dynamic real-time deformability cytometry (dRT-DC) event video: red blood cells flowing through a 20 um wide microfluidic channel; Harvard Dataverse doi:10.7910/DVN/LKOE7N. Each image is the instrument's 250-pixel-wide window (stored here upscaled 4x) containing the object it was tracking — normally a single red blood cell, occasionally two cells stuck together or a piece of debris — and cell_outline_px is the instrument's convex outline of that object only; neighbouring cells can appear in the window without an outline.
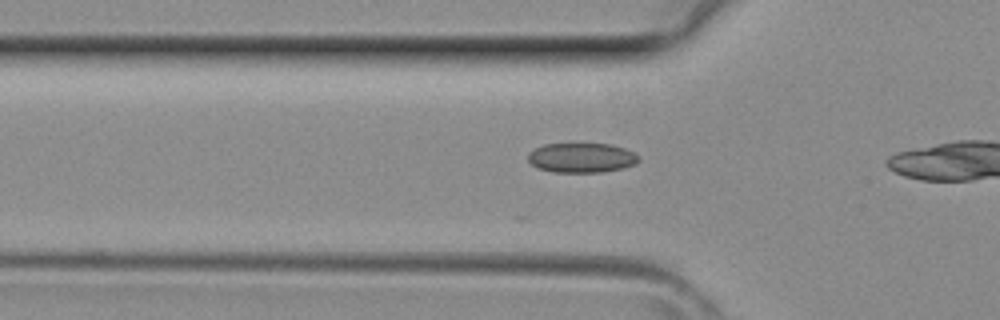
{"species": "common noctule bat (a hibernating species)", "species_latin": "Nyctalus noctula", "temperature_condition": "room temperature", "stored_images_in_passage": 6, "camera_frame_rate_fps": 3000, "um_per_image_px": 0.085, "animal": {"sex": "female", "body_mass_g": 29.2, "forearm_length_mm": 56.3}, "frame": {"image": 1, "passage_image": 5, "time_ms": 1.333, "image_size_px": [1000, 320], "cell_outline_px": [[640, 160], [636, 164], [624, 168], [604, 172], [552, 172], [536, 168], [528, 160], [528, 152], [544, 144], [612, 144], [636, 152], [640, 156]], "centroid_in_image_um": [49.47, 13.41], "position_along_channel_um": 76.3, "area_um2": 19.42}}